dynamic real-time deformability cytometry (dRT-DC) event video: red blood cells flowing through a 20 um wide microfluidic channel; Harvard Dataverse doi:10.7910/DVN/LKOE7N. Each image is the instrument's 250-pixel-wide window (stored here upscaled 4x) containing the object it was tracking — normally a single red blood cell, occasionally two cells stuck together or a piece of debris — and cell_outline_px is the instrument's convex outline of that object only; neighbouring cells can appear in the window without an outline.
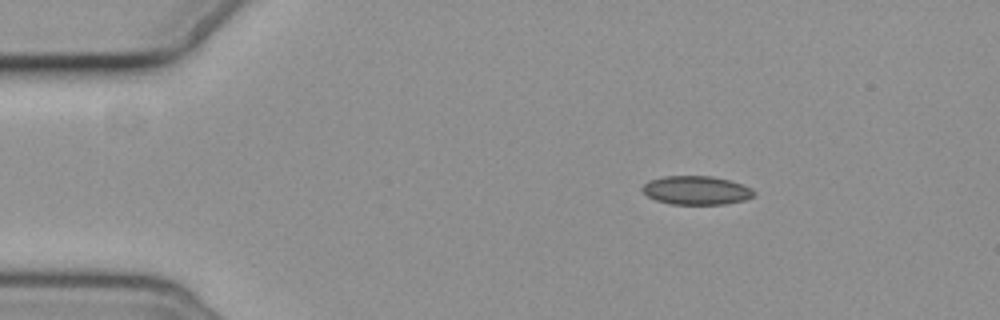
{"species": "common noctule bat (a hibernating species)", "species_latin": "Nyctalus noctula", "temperature_condition": "cold", "stored_images_in_passage": 4, "camera_frame_rate_fps": 3000, "um_per_image_px": 0.085, "animal": {"sex": "female", "body_mass_g": 19.3, "forearm_length_mm": 54.1}, "frame": {"image": 1, "passage_image": 1, "time_ms": 0.0, "image_size_px": [1000, 320], "cell_outline_px": [[756, 192], [752, 196], [744, 200], [724, 204], [672, 204], [656, 200], [648, 196], [640, 188], [648, 180], [664, 176], [712, 176], [744, 184], [752, 188]], "centroid_in_image_um": [59.19, 16.17], "position_along_channel_um": 25.8, "area_um2": 18.67}}
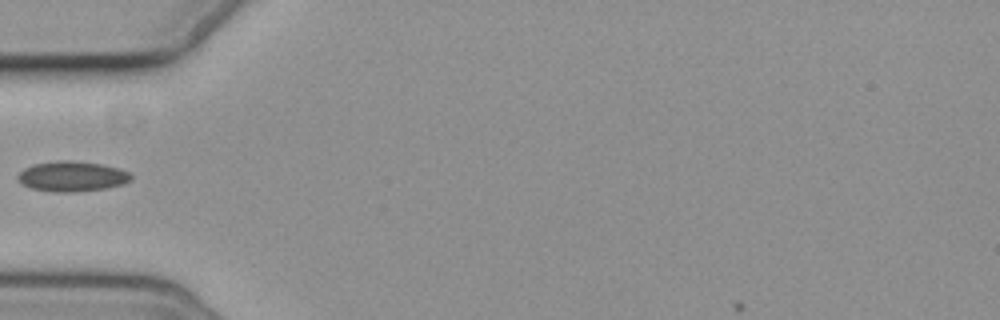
{"frame": {"image": 2, "passage_image": 4, "time_ms": 3.333, "image_size_px": [1000, 320], "cell_outline_px": [[132, 180], [124, 184], [104, 188], [76, 192], [52, 192], [32, 188], [24, 184], [20, 180], [20, 172], [24, 168], [32, 164], [56, 160], [72, 160], [100, 164], [116, 168], [128, 172], [132, 176]], "centroid_in_image_um": [6.14, 14.98], "position_along_channel_um": 78.9, "area_um2": 19.77}}